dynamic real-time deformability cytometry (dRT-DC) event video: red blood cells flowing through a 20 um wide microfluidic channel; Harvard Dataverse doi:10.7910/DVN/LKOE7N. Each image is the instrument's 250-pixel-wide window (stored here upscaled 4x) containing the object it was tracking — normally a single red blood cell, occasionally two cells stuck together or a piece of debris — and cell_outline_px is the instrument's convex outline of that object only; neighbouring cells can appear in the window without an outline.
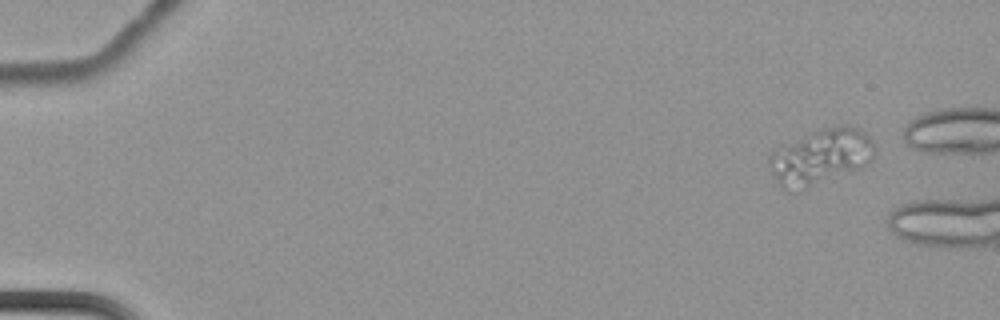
{"species": "common noctule bat (a hibernating species)", "species_latin": "Nyctalus noctula", "temperature_condition": "cold", "stored_images_in_passage": 9, "camera_frame_rate_fps": 3000, "um_per_image_px": 0.085, "animal": {"sex": "female", "body_mass_g": 22.7, "forearm_length_mm": 54.2}, "frame": {"image": 1, "passage_image": 1, "time_ms": 0.0, "image_size_px": [1000, 320], "cell_outline_px": [[872, 160], [856, 168], [788, 192], [772, 176], [768, 164], [768, 156], [772, 148], [820, 128], [844, 124], [860, 128], [872, 140]], "centroid_in_image_um": [69.65, 13.24], "position_along_channel_um": 15.3, "area_um2": 33.29}}
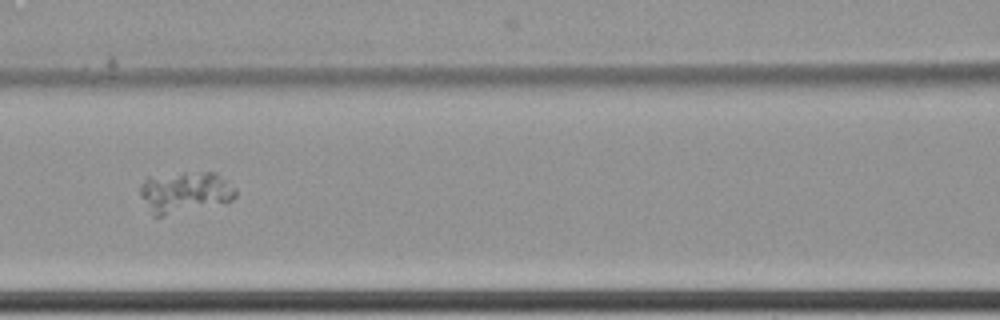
{"frame": {"image": 2, "passage_image": 8, "time_ms": 2.333, "image_size_px": [1000, 320], "cell_outline_px": [[236, 196], [232, 200], [224, 204], [164, 216], [152, 216], [140, 196], [140, 184], [148, 176], [184, 172], [216, 172], [236, 188]], "centroid_in_image_um": [15.72, 16.34], "position_along_channel_um": 150.9, "area_um2": 23.58}}
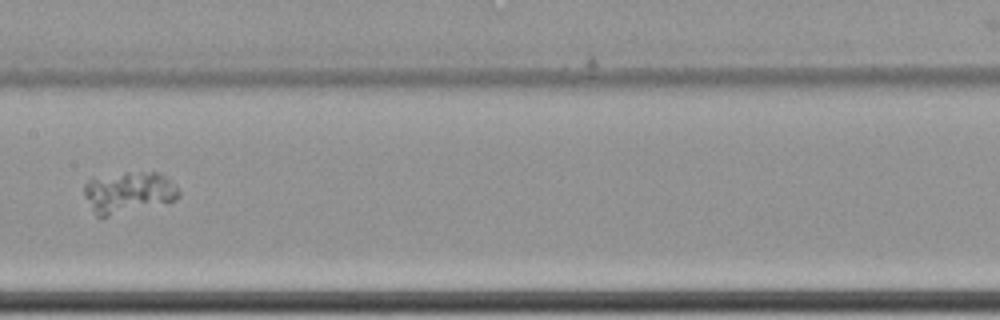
{"frame": {"image": 3, "passage_image": 9, "time_ms": 2.667, "image_size_px": [1000, 320], "cell_outline_px": [[180, 196], [176, 200], [108, 216], [96, 216], [84, 196], [84, 184], [92, 176], [124, 172], [156, 172], [164, 176], [180, 192]], "centroid_in_image_um": [10.86, 16.32], "position_along_channel_um": 196.5, "area_um2": 22.77}}